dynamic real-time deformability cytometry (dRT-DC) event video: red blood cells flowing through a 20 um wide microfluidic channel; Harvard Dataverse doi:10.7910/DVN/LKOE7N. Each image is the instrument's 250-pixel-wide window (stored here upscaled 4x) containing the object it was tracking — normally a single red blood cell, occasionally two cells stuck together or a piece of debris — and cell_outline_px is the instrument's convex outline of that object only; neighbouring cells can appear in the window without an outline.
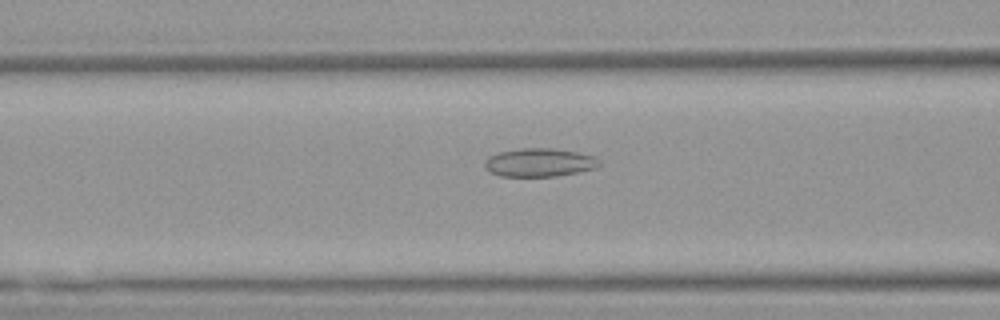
{"species": "Egyptian fruit bat (a non-hibernating species)", "species_latin": "Rousettus aegyptiacus", "temperature_condition": "warm", "stored_images_in_passage": 38, "camera_frame_rate_fps": 3000, "um_per_image_px": 0.085, "animal": {"sex": "female"}, "frame": {"image": 1, "passage_image": 6, "time_ms": 1.667, "image_size_px": [1000, 320], "cell_outline_px": [[600, 164], [596, 168], [556, 176], [500, 176], [484, 168], [484, 160], [488, 156], [496, 152], [520, 148], [552, 148], [576, 152], [596, 156], [600, 160]], "centroid_in_image_um": [45.82, 13.8], "position_along_channel_um": 120.8, "area_um2": 19.07}}
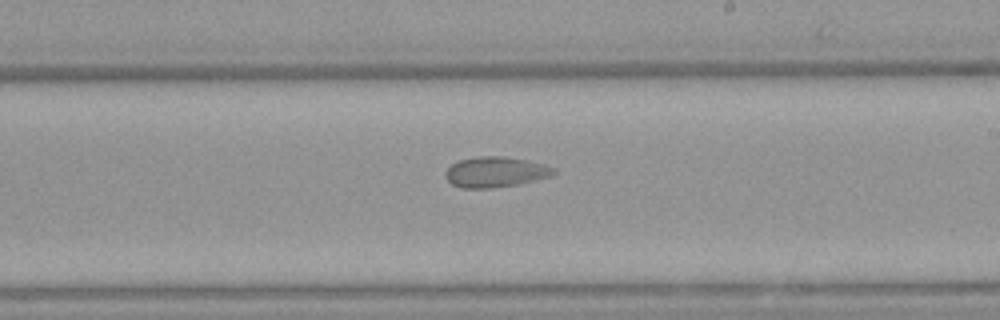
{"frame": {"image": 2, "passage_image": 16, "time_ms": 5.0, "image_size_px": [1000, 320], "cell_outline_px": [[556, 172], [552, 176], [520, 184], [492, 188], [464, 188], [452, 184], [444, 176], [444, 172], [452, 164], [460, 160], [476, 156], [504, 156], [528, 160], [544, 164], [556, 168]], "centroid_in_image_um": [42.14, 14.62], "position_along_channel_um": 246.9, "area_um2": 19.42}}
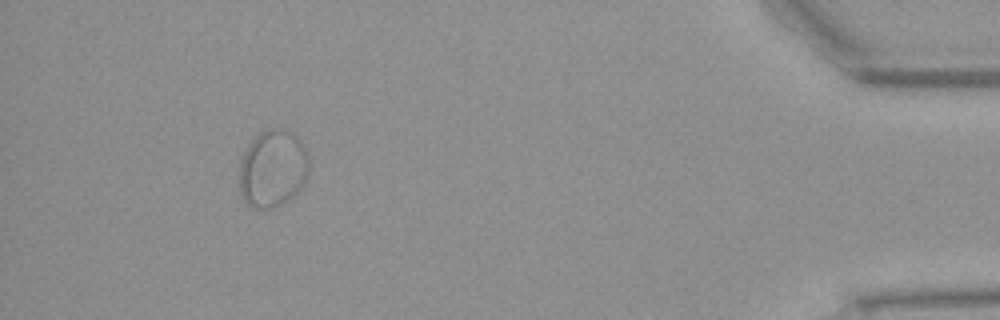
{"frame": {"image": 3, "passage_image": 34, "time_ms": 11.0, "image_size_px": [1000, 320], "cell_outline_px": [[308, 176], [304, 184], [292, 196], [280, 204], [272, 208], [252, 208], [244, 200], [240, 192], [240, 164], [244, 152], [248, 144], [260, 132], [268, 128], [284, 128], [292, 132], [300, 140], [308, 152]], "centroid_in_image_um": [23.19, 14.3], "position_along_channel_um": 412.0, "area_um2": 31.5}}